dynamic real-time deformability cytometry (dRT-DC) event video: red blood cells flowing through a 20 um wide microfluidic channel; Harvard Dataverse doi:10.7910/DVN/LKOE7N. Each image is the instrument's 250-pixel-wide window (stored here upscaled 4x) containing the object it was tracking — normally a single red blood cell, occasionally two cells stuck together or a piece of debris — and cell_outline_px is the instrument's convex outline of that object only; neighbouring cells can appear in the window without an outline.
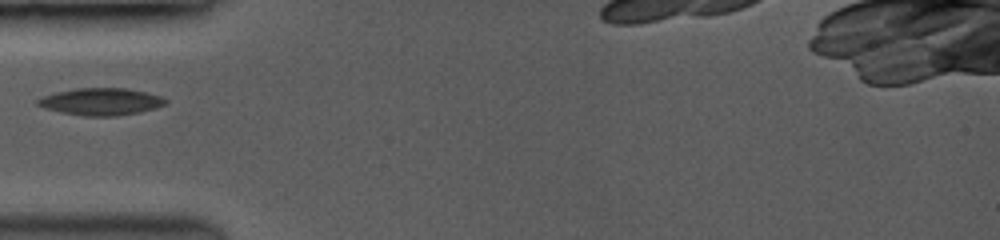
{"species": "common noctule bat (a hibernating species)", "species_latin": "Nyctalus noctula", "temperature_condition": "room temperature", "stored_images_in_passage": 40, "camera_frame_rate_fps": 3500, "um_per_image_px": 0.085, "animal": {"sex": "female", "body_mass_g": 19.0, "forearm_length_mm": 53.3}, "frame": {"image": 1, "passage_image": 1, "time_ms": 0.0, "image_size_px": [1000, 240], "cell_outline_px": [[168, 100], [164, 104], [152, 108], [136, 112], [112, 116], [84, 116], [60, 112], [36, 104], [36, 100], [44, 96], [60, 92], [80, 88], [124, 88], [144, 92], [160, 96]], "centroid_in_image_um": [8.57, 8.64], "position_along_channel_um": 76.4, "area_um2": 19.54}}